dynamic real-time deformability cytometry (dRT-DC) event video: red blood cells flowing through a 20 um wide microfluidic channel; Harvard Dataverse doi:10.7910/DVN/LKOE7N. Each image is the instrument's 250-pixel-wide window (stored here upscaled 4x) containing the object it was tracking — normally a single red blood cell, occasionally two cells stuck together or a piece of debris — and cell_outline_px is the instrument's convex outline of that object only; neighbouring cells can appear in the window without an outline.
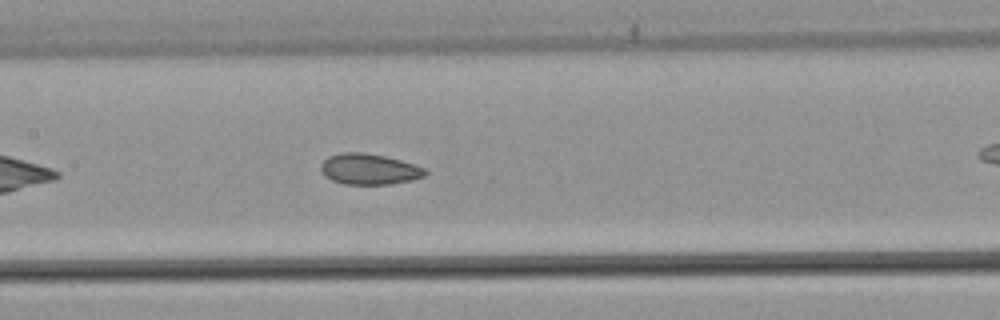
{"species": "common noctule bat (a hibernating species)", "species_latin": "Nyctalus noctula", "temperature_condition": "warm", "stored_images_in_passage": 30, "camera_frame_rate_fps": 3000, "um_per_image_px": 0.085, "animal": {"sex": "male", "body_mass_g": 21.5, "forearm_length_mm": 52.0}, "frame": {"image": 1, "passage_image": 13, "time_ms": 4.0, "image_size_px": [1000, 320], "cell_outline_px": [[428, 172], [424, 176], [412, 180], [392, 184], [344, 184], [332, 180], [324, 176], [320, 168], [324, 160], [328, 156], [340, 152], [360, 152], [384, 156], [400, 160], [424, 168]], "centroid_in_image_um": [31.36, 14.38], "position_along_channel_um": 176.0, "area_um2": 18.67}}
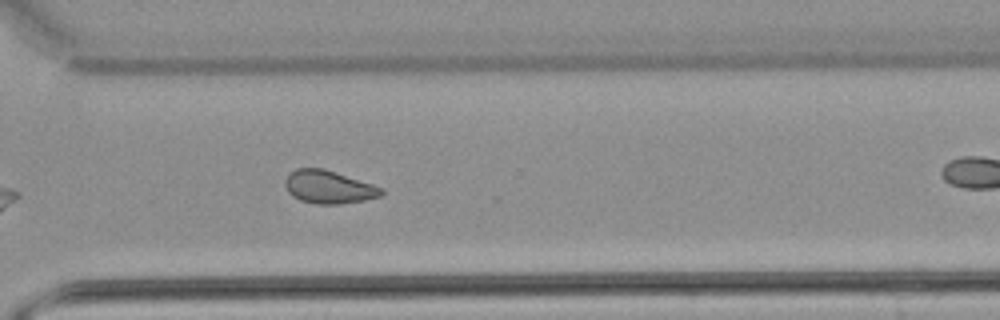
{"frame": {"image": 2, "passage_image": 26, "time_ms": 8.333, "image_size_px": [1000, 320], "cell_outline_px": [[384, 192], [380, 196], [364, 200], [340, 204], [316, 204], [300, 200], [292, 196], [288, 192], [284, 184], [284, 180], [288, 172], [296, 168], [324, 168], [384, 188]], "centroid_in_image_um": [27.9, 15.89], "position_along_channel_um": 342.7, "area_um2": 18.67}}